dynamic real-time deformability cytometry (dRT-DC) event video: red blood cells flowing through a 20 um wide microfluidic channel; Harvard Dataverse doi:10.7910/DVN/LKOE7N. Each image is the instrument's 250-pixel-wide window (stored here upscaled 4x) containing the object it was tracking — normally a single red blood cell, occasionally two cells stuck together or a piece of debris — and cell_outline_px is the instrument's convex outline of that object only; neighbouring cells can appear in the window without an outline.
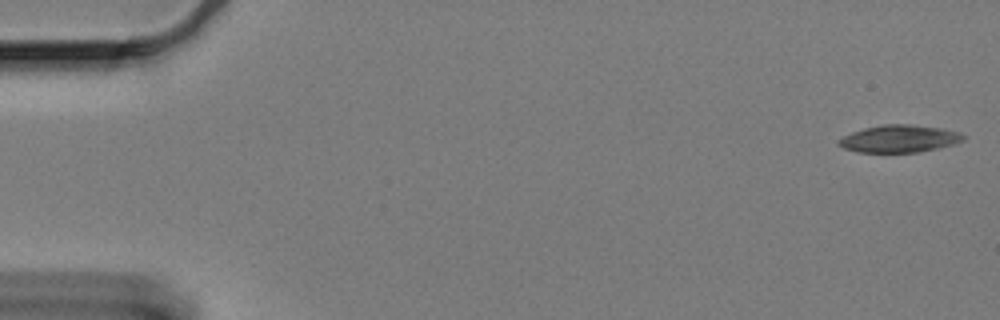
{"species": "Egyptian fruit bat (a non-hibernating species)", "species_latin": "Rousettus aegyptiacus", "temperature_condition": "cold", "stored_images_in_passage": 61, "camera_frame_rate_fps": 3000, "um_per_image_px": 0.085, "animal": {"sex": "female"}, "frame": {"image": 1, "passage_image": 1, "time_ms": 0.0, "image_size_px": [1000, 320], "cell_outline_px": [[964, 140], [952, 144], [920, 152], [856, 152], [844, 148], [836, 144], [836, 140], [852, 132], [864, 128], [884, 124], [912, 124], [940, 128], [960, 132], [964, 136]], "centroid_in_image_um": [76.4, 11.79], "position_along_channel_um": 8.6, "area_um2": 19.83}}
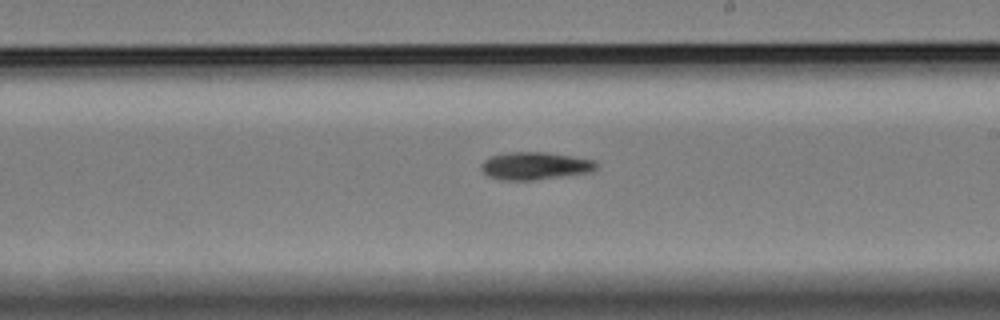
{"frame": {"image": 2, "passage_image": 35, "time_ms": 11.333, "image_size_px": [1000, 320], "cell_outline_px": [[600, 164], [592, 172], [532, 180], [504, 180], [488, 176], [480, 168], [480, 164], [484, 160], [492, 156], [508, 152], [544, 152], [572, 156], [596, 160]], "centroid_in_image_um": [45.51, 14.09], "position_along_channel_um": 243.5, "area_um2": 18.55}}
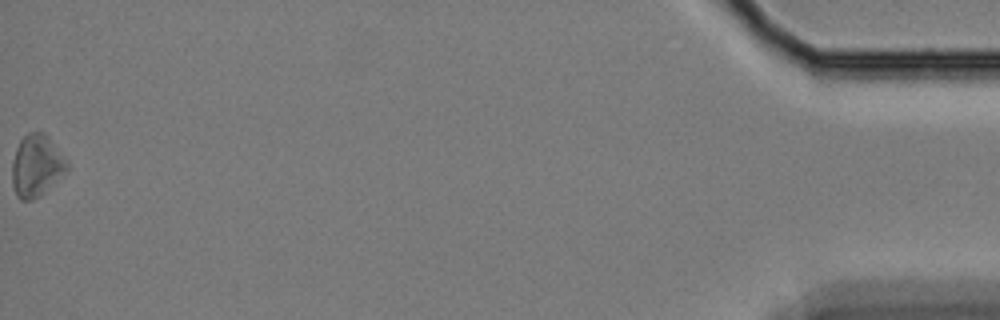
{"frame": {"image": 3, "passage_image": 61, "time_ms": 20.0, "image_size_px": [1000, 320], "cell_outline_px": [[68, 172], [40, 196], [32, 200], [20, 200], [16, 196], [12, 184], [12, 164], [16, 148], [20, 140], [28, 132], [44, 132], [48, 136], [68, 164]], "centroid_in_image_um": [3.09, 14.11], "position_along_channel_um": 432.1, "area_um2": 19.88}, "authors_computed_cell_mechanics": {"area_um2": 18.785, "velocity_mm_per_s": 3.2596, "shape_relaxation_time_tau1_ms": 2.2601, "shape_relaxation_time_tau2_ms": null, "deformation_change_tau1": 0.075, "deformation_change_tau2": null}}